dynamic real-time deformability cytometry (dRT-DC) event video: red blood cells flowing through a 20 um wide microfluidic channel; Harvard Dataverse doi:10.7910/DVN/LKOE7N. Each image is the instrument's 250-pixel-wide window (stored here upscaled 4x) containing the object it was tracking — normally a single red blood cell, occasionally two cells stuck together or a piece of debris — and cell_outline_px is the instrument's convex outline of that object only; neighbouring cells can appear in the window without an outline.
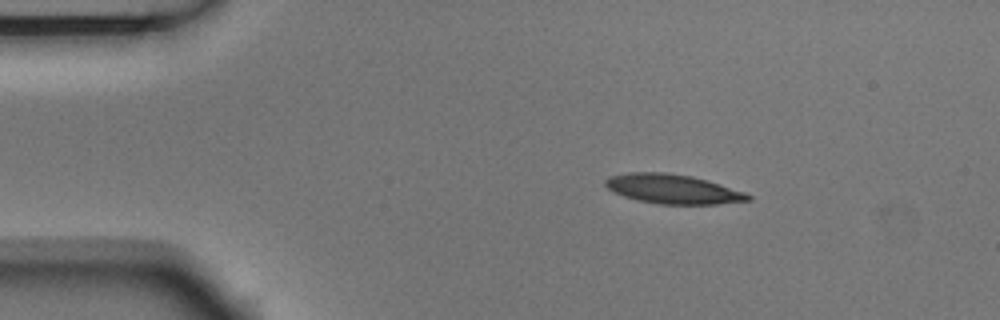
{"species": "Egyptian fruit bat (a non-hibernating species)", "species_latin": "Rousettus aegyptiacus", "temperature_condition": "room temperature", "stored_images_in_passage": 4, "camera_frame_rate_fps": 3000, "um_per_image_px": 0.085, "animal": {"sex": "male"}, "frame": {"image": 1, "passage_image": 2, "time_ms": 0.333, "image_size_px": [1000, 320], "cell_outline_px": [[752, 200], [716, 204], [660, 204], [636, 200], [624, 196], [608, 188], [604, 184], [604, 180], [608, 176], [628, 172], [664, 172], [692, 176], [708, 180], [744, 192], [752, 196]], "centroid_in_image_um": [57.18, 16.06], "position_along_channel_um": 27.8, "area_um2": 24.45}}
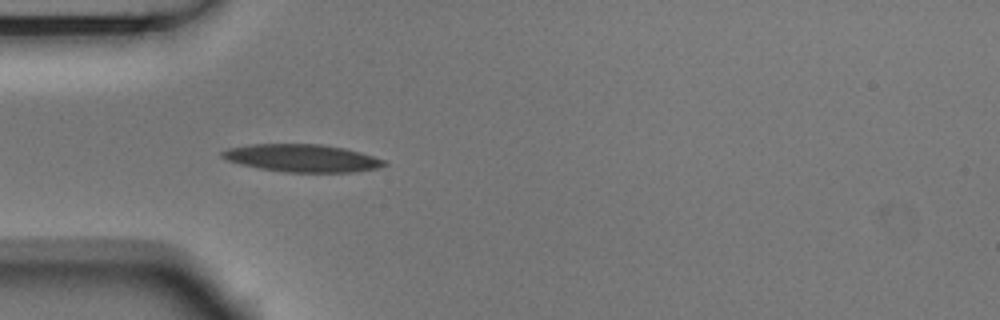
{"frame": {"image": 2, "passage_image": 4, "time_ms": 1.0, "image_size_px": [1000, 320], "cell_outline_px": [[388, 164], [376, 168], [356, 172], [284, 172], [260, 168], [240, 164], [228, 160], [220, 156], [220, 152], [228, 148], [252, 144], [320, 144], [344, 148], [360, 152], [384, 160]], "centroid_in_image_um": [25.66, 13.44], "position_along_channel_um": 59.3, "area_um2": 25.95}}